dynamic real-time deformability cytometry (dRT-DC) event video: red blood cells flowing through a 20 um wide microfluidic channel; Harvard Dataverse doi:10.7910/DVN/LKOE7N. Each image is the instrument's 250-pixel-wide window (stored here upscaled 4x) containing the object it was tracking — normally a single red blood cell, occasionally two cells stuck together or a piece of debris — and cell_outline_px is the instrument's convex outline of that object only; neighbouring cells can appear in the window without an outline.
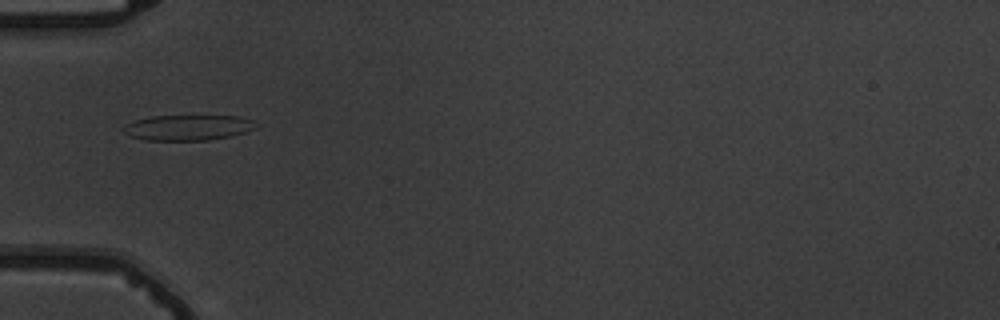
{"species": "common noctule bat (a hibernating species)", "species_latin": "Nyctalus noctula", "temperature_condition": "warm", "stored_images_in_passage": 10, "camera_frame_rate_fps": 3000, "um_per_image_px": 0.085, "animal": {"sex": "male", "body_mass_g": 19.5, "forearm_length_mm": 54.6}, "frame": {"image": 1, "passage_image": 5, "time_ms": 4.667, "image_size_px": [1000, 320], "cell_outline_px": [[260, 124], [256, 128], [232, 136], [208, 140], [144, 140], [132, 136], [124, 132], [120, 128], [124, 124], [132, 120], [152, 116], [236, 116], [252, 120]], "centroid_in_image_um": [15.95, 10.84], "position_along_channel_um": 69.0, "area_um2": 19.83}}
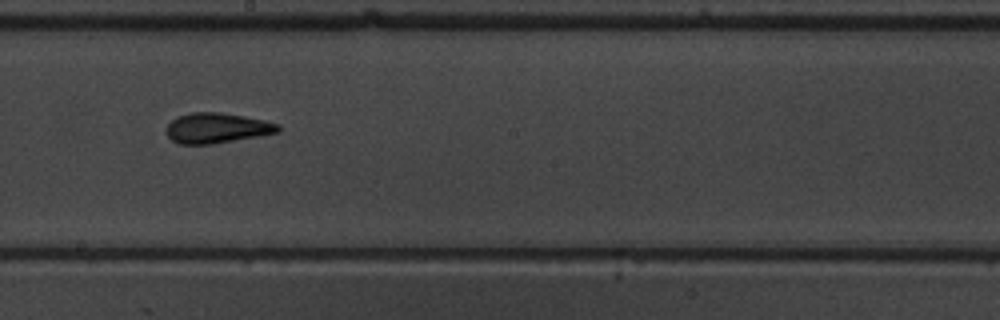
{"frame": {"image": 2, "passage_image": 9, "time_ms": 9.0, "image_size_px": [1000, 320], "cell_outline_px": [[280, 132], [212, 144], [180, 144], [172, 140], [164, 132], [164, 128], [176, 116], [192, 112], [220, 112], [244, 116], [264, 120], [280, 124]], "centroid_in_image_um": [18.4, 10.88], "position_along_channel_um": 229.8, "area_um2": 19.83}}
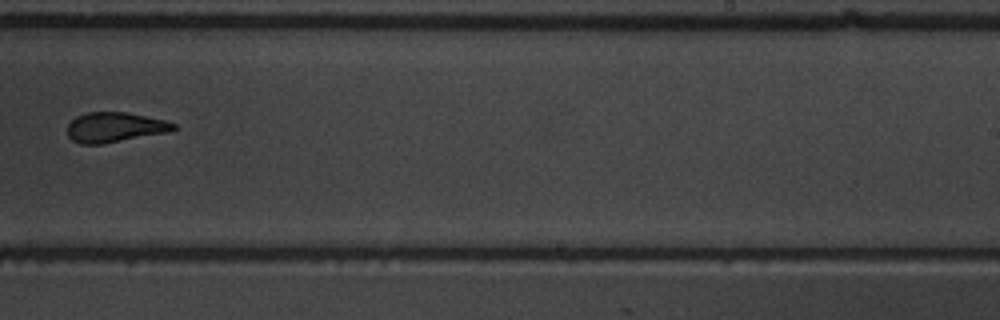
{"frame": {"image": 3, "passage_image": 10, "time_ms": 10.333, "image_size_px": [1000, 320], "cell_outline_px": [[176, 128], [172, 132], [100, 144], [80, 144], [72, 140], [68, 136], [68, 124], [76, 116], [88, 112], [128, 112], [164, 120], [176, 124]], "centroid_in_image_um": [9.78, 10.82], "position_along_channel_um": 279.2, "area_um2": 18.61}}